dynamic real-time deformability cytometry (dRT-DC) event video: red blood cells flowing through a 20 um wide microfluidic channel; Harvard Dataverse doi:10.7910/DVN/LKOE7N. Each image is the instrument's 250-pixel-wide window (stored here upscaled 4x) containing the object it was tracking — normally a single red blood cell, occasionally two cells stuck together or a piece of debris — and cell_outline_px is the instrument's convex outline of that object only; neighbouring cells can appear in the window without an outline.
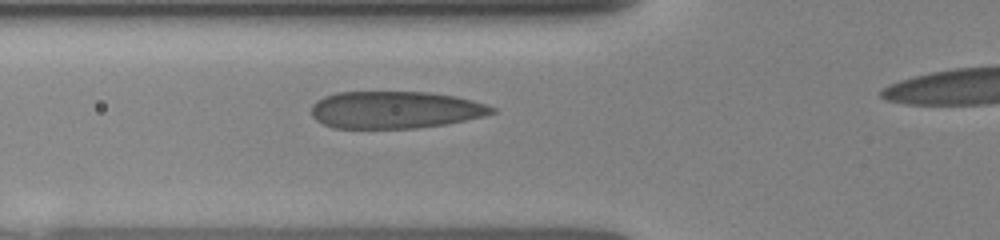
{"species": "human", "species_latin": "Homo sapiens", "temperature_condition": "room temperature", "stored_images_in_passage": 26, "camera_frame_rate_fps": 3000, "um_per_image_px": 0.085, "donor": {"sex": "female"}, "frame": {"image": 1, "passage_image": 5, "time_ms": 2.0, "image_size_px": [1000, 240], "cell_outline_px": [[496, 112], [484, 116], [448, 124], [416, 128], [332, 128], [316, 120], [312, 116], [312, 104], [316, 100], [324, 96], [336, 92], [428, 92], [456, 96], [472, 100], [496, 108]], "centroid_in_image_um": [33.58, 9.34], "position_along_channel_um": 92.2, "area_um2": 39.36}}
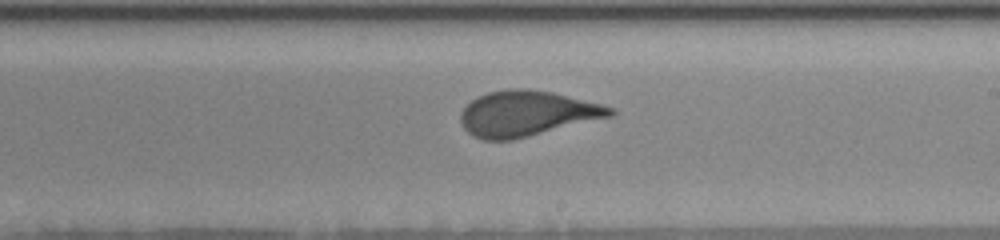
{"frame": {"image": 2, "passage_image": 13, "time_ms": 5.667, "image_size_px": [1000, 240], "cell_outline_px": [[616, 112], [612, 116], [512, 140], [484, 140], [472, 136], [464, 128], [460, 120], [460, 112], [472, 100], [488, 92], [508, 88], [524, 88], [552, 92], [616, 108]], "centroid_in_image_um": [44.77, 9.65], "position_along_channel_um": 244.2, "area_um2": 39.36}}
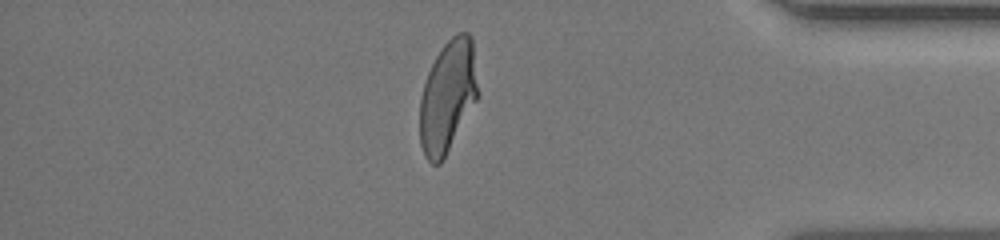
{"frame": {"image": 3, "passage_image": 24, "time_ms": 10.0, "image_size_px": [1000, 240], "cell_outline_px": [[476, 100], [444, 160], [440, 164], [432, 164], [428, 160], [420, 144], [420, 100], [424, 84], [428, 72], [436, 56], [444, 44], [456, 32], [468, 32], [472, 36], [476, 84]], "centroid_in_image_um": [38.03, 8.21], "position_along_channel_um": 397.2, "area_um2": 37.4}}